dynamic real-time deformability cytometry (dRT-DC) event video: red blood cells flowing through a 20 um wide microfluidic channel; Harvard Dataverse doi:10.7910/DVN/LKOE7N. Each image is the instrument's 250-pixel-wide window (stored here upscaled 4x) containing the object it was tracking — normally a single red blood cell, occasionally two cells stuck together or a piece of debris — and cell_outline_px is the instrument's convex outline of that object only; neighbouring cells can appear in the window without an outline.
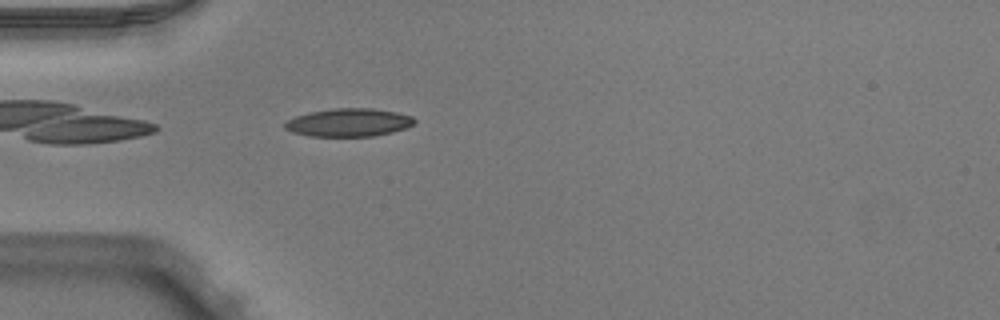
{"species": "Egyptian fruit bat (a non-hibernating species)", "species_latin": "Rousettus aegyptiacus", "temperature_condition": "warm", "stored_images_in_passage": 32, "camera_frame_rate_fps": 3000, "um_per_image_px": 0.085, "animal": {"sex": "male"}, "frame": {"image": 1, "passage_image": 3, "time_ms": 0.667, "image_size_px": [1000, 320], "cell_outline_px": [[416, 120], [412, 124], [404, 128], [392, 132], [372, 136], [308, 136], [292, 132], [284, 128], [284, 124], [288, 120], [296, 116], [308, 112], [332, 108], [372, 108], [396, 112], [412, 116]], "centroid_in_image_um": [29.61, 10.4], "position_along_channel_um": 55.4, "area_um2": 21.15}}
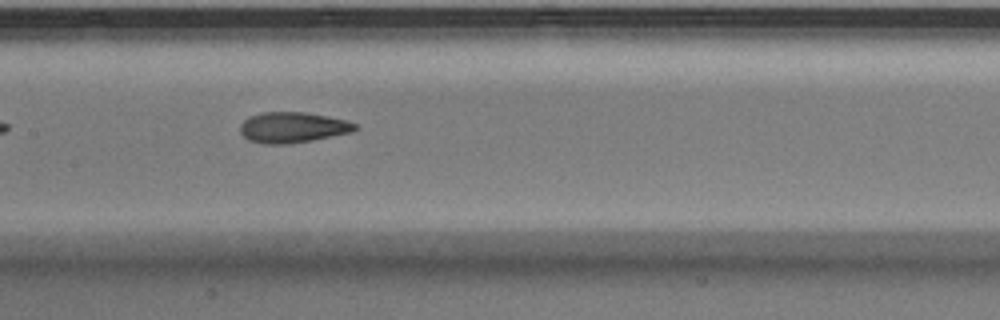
{"frame": {"image": 2, "passage_image": 13, "time_ms": 4.0, "image_size_px": [1000, 320], "cell_outline_px": [[356, 128], [352, 132], [312, 140], [284, 144], [264, 144], [248, 140], [240, 132], [240, 124], [248, 116], [260, 112], [304, 112], [328, 116], [348, 120], [356, 124]], "centroid_in_image_um": [24.85, 10.82], "position_along_channel_um": 182.6, "area_um2": 20.58}}
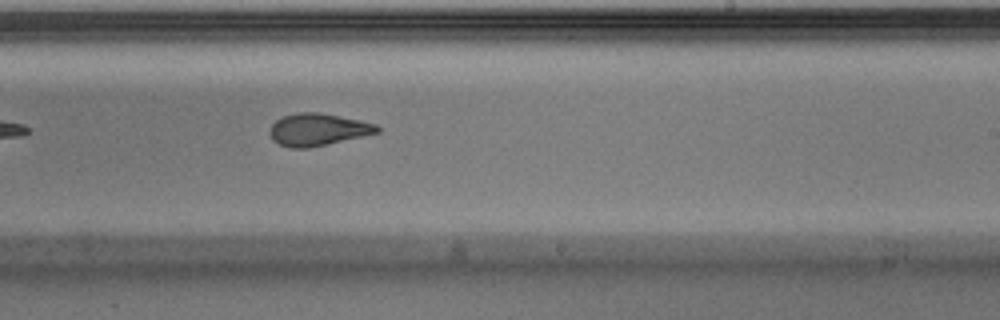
{"frame": {"image": 3, "passage_image": 19, "time_ms": 6.0, "image_size_px": [1000, 320], "cell_outline_px": [[380, 132], [328, 144], [308, 148], [292, 148], [280, 144], [272, 140], [268, 132], [272, 124], [276, 120], [284, 116], [296, 112], [320, 112], [360, 120], [376, 124], [380, 128]], "centroid_in_image_um": [27.01, 11.01], "position_along_channel_um": 262.0, "area_um2": 20.23}, "authors_computed_cell_mechanics": {"area_um2": 20.4901, "velocity_mm_per_s": 3.9924, "shape_relaxation_time_tau1_ms": 5.8557, "shape_relaxation_time_tau2_ms": 1.5089, "deformation_change_tau1": 0.1892, "deformation_change_tau2": 0.0896}}